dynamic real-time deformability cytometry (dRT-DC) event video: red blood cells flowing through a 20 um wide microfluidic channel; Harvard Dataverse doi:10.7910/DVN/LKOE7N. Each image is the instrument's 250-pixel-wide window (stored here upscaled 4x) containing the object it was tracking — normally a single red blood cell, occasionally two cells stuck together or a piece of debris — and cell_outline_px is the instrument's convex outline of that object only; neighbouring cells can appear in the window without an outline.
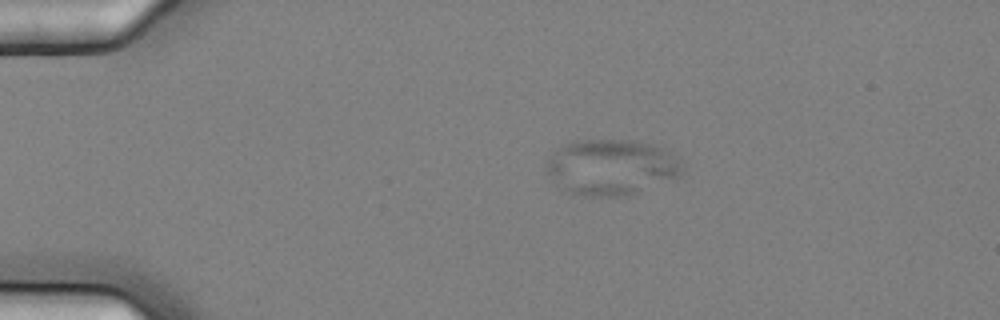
{"species": "common noctule bat (a hibernating species)", "species_latin": "Nyctalus noctula", "temperature_condition": "cold", "stored_images_in_passage": 9, "camera_frame_rate_fps": 3000, "um_per_image_px": 0.085, "animal": {"sex": "female", "body_mass_g": 25.1}, "frame": {"image": 1, "passage_image": 1, "time_ms": 0.0, "image_size_px": [1000, 320], "cell_outline_px": [[684, 172], [680, 176], [632, 192], [616, 196], [584, 196], [568, 192], [556, 184], [548, 176], [544, 168], [544, 164], [556, 148], [572, 140], [636, 140], [652, 144], [664, 148], [680, 156], [684, 160]], "centroid_in_image_um": [51.95, 14.17], "position_along_channel_um": 33.0, "area_um2": 44.56}}
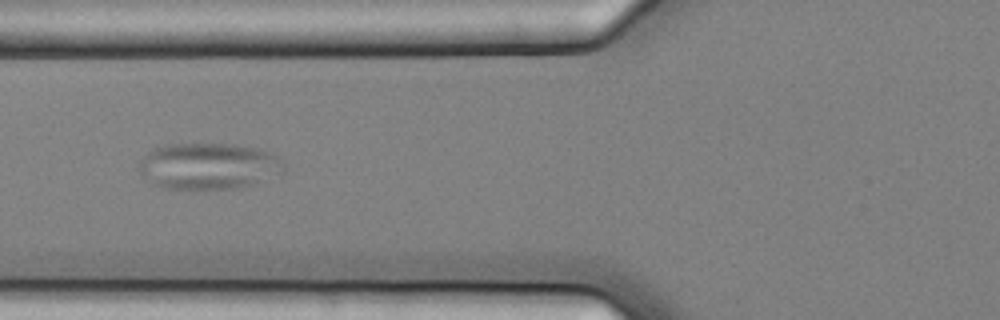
{"frame": {"image": 2, "passage_image": 4, "time_ms": 1.0, "image_size_px": [1000, 320], "cell_outline_px": [[284, 172], [256, 184], [236, 188], [164, 188], [152, 184], [136, 168], [140, 160], [152, 148], [168, 144], [232, 144], [256, 148], [280, 156], [284, 164]], "centroid_in_image_um": [17.73, 14.11], "position_along_channel_um": 108.1, "area_um2": 39.3}}
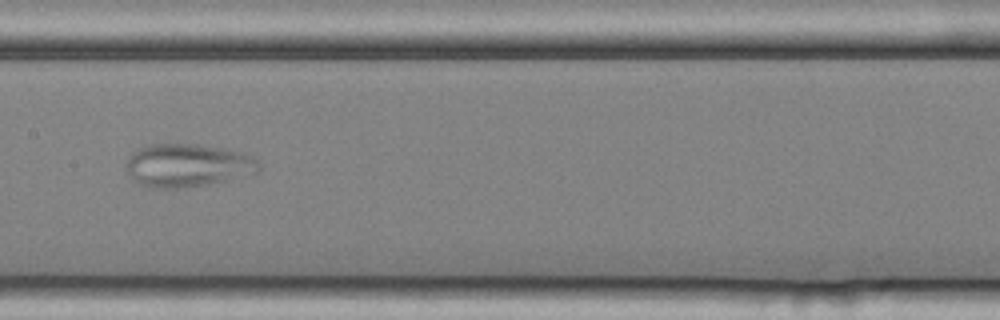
{"frame": {"image": 3, "passage_image": 6, "time_ms": 1.667, "image_size_px": [1000, 320], "cell_outline_px": [[260, 172], [224, 180], [204, 184], [176, 188], [156, 188], [140, 184], [128, 172], [128, 156], [132, 152], [140, 148], [156, 144], [196, 144], [220, 148], [236, 152], [248, 156], [256, 160], [260, 164]], "centroid_in_image_um": [15.93, 14.05], "position_along_channel_um": 191.5, "area_um2": 32.37}}